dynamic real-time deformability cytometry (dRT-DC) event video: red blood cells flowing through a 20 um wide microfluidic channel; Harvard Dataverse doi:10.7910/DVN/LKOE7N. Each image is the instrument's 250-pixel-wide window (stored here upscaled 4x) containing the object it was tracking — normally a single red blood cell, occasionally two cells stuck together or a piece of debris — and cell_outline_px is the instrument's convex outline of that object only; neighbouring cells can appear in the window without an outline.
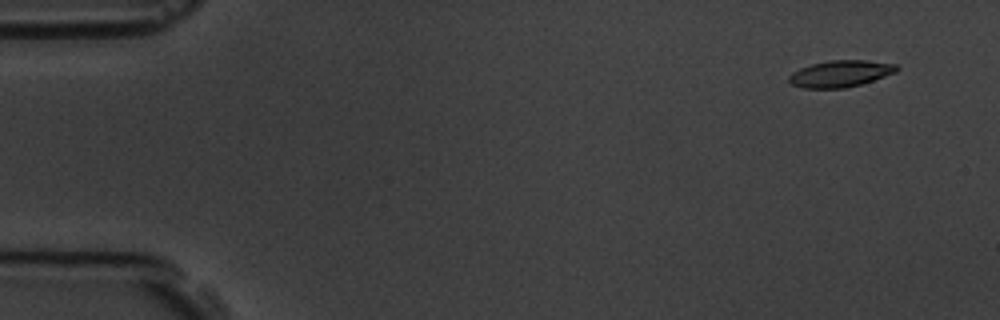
{"species": "common noctule bat (a hibernating species)", "species_latin": "Nyctalus noctula", "temperature_condition": "room temperature", "stored_images_in_passage": 9, "camera_frame_rate_fps": 3000, "um_per_image_px": 0.085, "animal": {"sex": "male", "body_mass_g": 19.5, "forearm_length_mm": 54.6}, "frame": {"image": 1, "passage_image": 1, "time_ms": 0.0, "image_size_px": [1000, 320], "cell_outline_px": [[900, 68], [896, 72], [860, 84], [844, 88], [804, 88], [792, 84], [788, 80], [788, 76], [792, 72], [800, 68], [812, 64], [832, 60], [864, 60], [896, 64]], "centroid_in_image_um": [71.42, 6.26], "position_along_channel_um": 13.6, "area_um2": 16.53}}
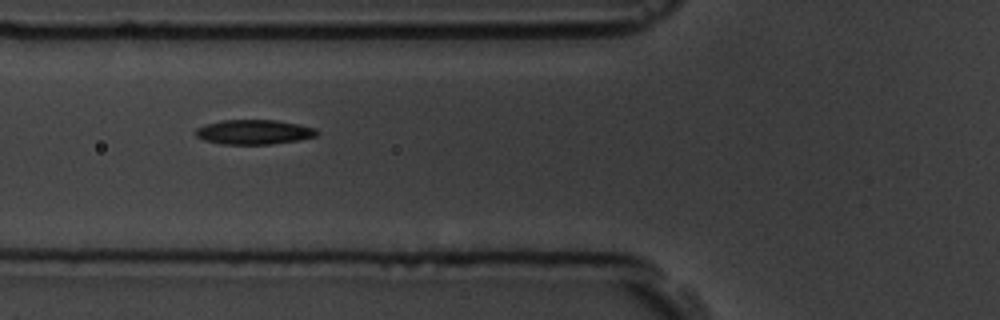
{"frame": {"image": 2, "passage_image": 6, "time_ms": 5.667, "image_size_px": [1000, 320], "cell_outline_px": [[320, 132], [316, 136], [300, 140], [272, 144], [224, 144], [204, 140], [196, 136], [192, 132], [196, 128], [204, 124], [220, 120], [276, 120], [300, 124], [316, 128]], "centroid_in_image_um": [21.58, 11.21], "position_along_channel_um": 104.2, "area_um2": 17.69}}
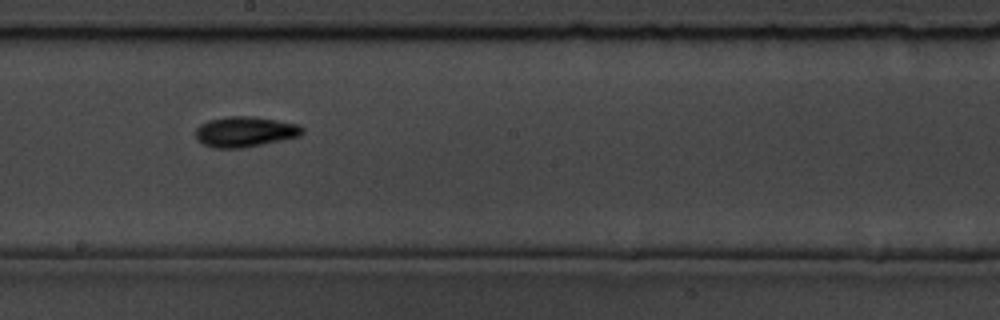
{"frame": {"image": 3, "passage_image": 9, "time_ms": 9.0, "image_size_px": [1000, 320], "cell_outline_px": [[304, 132], [300, 136], [244, 148], [216, 148], [204, 144], [196, 140], [196, 128], [200, 124], [208, 120], [228, 116], [252, 116], [276, 120], [296, 124], [304, 128]], "centroid_in_image_um": [20.81, 11.2], "position_along_channel_um": 227.4, "area_um2": 18.9}}